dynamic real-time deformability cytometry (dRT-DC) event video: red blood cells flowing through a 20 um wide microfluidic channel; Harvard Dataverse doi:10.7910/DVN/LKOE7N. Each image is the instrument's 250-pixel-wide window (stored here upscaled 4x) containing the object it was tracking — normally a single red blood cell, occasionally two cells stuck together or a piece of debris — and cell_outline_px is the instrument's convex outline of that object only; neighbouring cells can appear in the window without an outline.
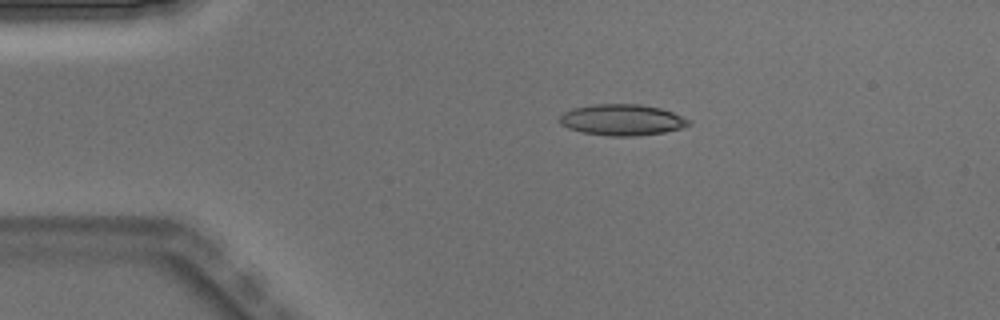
{"species": "Egyptian fruit bat (a non-hibernating species)", "species_latin": "Rousettus aegyptiacus", "temperature_condition": "warm", "stored_images_in_passage": 4, "camera_frame_rate_fps": 3000, "um_per_image_px": 0.085, "animal": {"sex": "male"}, "frame": {"image": 1, "passage_image": 2, "time_ms": 0.333, "image_size_px": [1000, 320], "cell_outline_px": [[692, 124], [684, 128], [664, 132], [636, 136], [608, 136], [584, 132], [568, 128], [560, 124], [560, 116], [564, 112], [572, 108], [592, 104], [640, 104], [660, 108], [672, 112], [692, 120]], "centroid_in_image_um": [52.91, 10.19], "position_along_channel_um": 32.1, "area_um2": 23.58}}